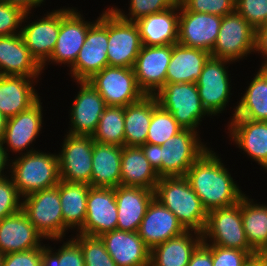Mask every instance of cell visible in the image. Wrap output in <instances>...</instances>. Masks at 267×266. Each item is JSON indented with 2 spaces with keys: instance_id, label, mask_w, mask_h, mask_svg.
<instances>
[{
  "instance_id": "8",
  "label": "cell",
  "mask_w": 267,
  "mask_h": 266,
  "mask_svg": "<svg viewBox=\"0 0 267 266\" xmlns=\"http://www.w3.org/2000/svg\"><path fill=\"white\" fill-rule=\"evenodd\" d=\"M256 30L238 12L222 17L219 33L210 55L235 62L255 52Z\"/></svg>"
},
{
  "instance_id": "30",
  "label": "cell",
  "mask_w": 267,
  "mask_h": 266,
  "mask_svg": "<svg viewBox=\"0 0 267 266\" xmlns=\"http://www.w3.org/2000/svg\"><path fill=\"white\" fill-rule=\"evenodd\" d=\"M122 147L94 142L91 184L93 188H116L121 181Z\"/></svg>"
},
{
  "instance_id": "12",
  "label": "cell",
  "mask_w": 267,
  "mask_h": 266,
  "mask_svg": "<svg viewBox=\"0 0 267 266\" xmlns=\"http://www.w3.org/2000/svg\"><path fill=\"white\" fill-rule=\"evenodd\" d=\"M227 63L232 61L210 56L196 81L201 103L211 116L222 113L232 94Z\"/></svg>"
},
{
  "instance_id": "13",
  "label": "cell",
  "mask_w": 267,
  "mask_h": 266,
  "mask_svg": "<svg viewBox=\"0 0 267 266\" xmlns=\"http://www.w3.org/2000/svg\"><path fill=\"white\" fill-rule=\"evenodd\" d=\"M62 143L59 159L60 179L69 183L91 184L92 155L94 140L92 136L67 133Z\"/></svg>"
},
{
  "instance_id": "35",
  "label": "cell",
  "mask_w": 267,
  "mask_h": 266,
  "mask_svg": "<svg viewBox=\"0 0 267 266\" xmlns=\"http://www.w3.org/2000/svg\"><path fill=\"white\" fill-rule=\"evenodd\" d=\"M90 187L86 183H69L62 180L59 182L63 221L71 230L77 228L79 231L84 225Z\"/></svg>"
},
{
  "instance_id": "10",
  "label": "cell",
  "mask_w": 267,
  "mask_h": 266,
  "mask_svg": "<svg viewBox=\"0 0 267 266\" xmlns=\"http://www.w3.org/2000/svg\"><path fill=\"white\" fill-rule=\"evenodd\" d=\"M197 133L191 129H182L163 143L162 177L185 176L194 162L209 149Z\"/></svg>"
},
{
  "instance_id": "57",
  "label": "cell",
  "mask_w": 267,
  "mask_h": 266,
  "mask_svg": "<svg viewBox=\"0 0 267 266\" xmlns=\"http://www.w3.org/2000/svg\"><path fill=\"white\" fill-rule=\"evenodd\" d=\"M4 255L0 253V266H3Z\"/></svg>"
},
{
  "instance_id": "4",
  "label": "cell",
  "mask_w": 267,
  "mask_h": 266,
  "mask_svg": "<svg viewBox=\"0 0 267 266\" xmlns=\"http://www.w3.org/2000/svg\"><path fill=\"white\" fill-rule=\"evenodd\" d=\"M22 211L44 239L60 240L68 227L64 224L58 185L34 192L22 199Z\"/></svg>"
},
{
  "instance_id": "25",
  "label": "cell",
  "mask_w": 267,
  "mask_h": 266,
  "mask_svg": "<svg viewBox=\"0 0 267 266\" xmlns=\"http://www.w3.org/2000/svg\"><path fill=\"white\" fill-rule=\"evenodd\" d=\"M135 23L139 29L142 45L164 46L177 44L179 2L167 10L142 17Z\"/></svg>"
},
{
  "instance_id": "56",
  "label": "cell",
  "mask_w": 267,
  "mask_h": 266,
  "mask_svg": "<svg viewBox=\"0 0 267 266\" xmlns=\"http://www.w3.org/2000/svg\"><path fill=\"white\" fill-rule=\"evenodd\" d=\"M261 67L267 73V60L264 63H262Z\"/></svg>"
},
{
  "instance_id": "46",
  "label": "cell",
  "mask_w": 267,
  "mask_h": 266,
  "mask_svg": "<svg viewBox=\"0 0 267 266\" xmlns=\"http://www.w3.org/2000/svg\"><path fill=\"white\" fill-rule=\"evenodd\" d=\"M55 253L59 256L58 266H85L80 244L74 238L63 243Z\"/></svg>"
},
{
  "instance_id": "16",
  "label": "cell",
  "mask_w": 267,
  "mask_h": 266,
  "mask_svg": "<svg viewBox=\"0 0 267 266\" xmlns=\"http://www.w3.org/2000/svg\"><path fill=\"white\" fill-rule=\"evenodd\" d=\"M172 45H143L133 66L136 81L145 95H155L165 84Z\"/></svg>"
},
{
  "instance_id": "26",
  "label": "cell",
  "mask_w": 267,
  "mask_h": 266,
  "mask_svg": "<svg viewBox=\"0 0 267 266\" xmlns=\"http://www.w3.org/2000/svg\"><path fill=\"white\" fill-rule=\"evenodd\" d=\"M228 126L235 144L267 169V121L231 118Z\"/></svg>"
},
{
  "instance_id": "52",
  "label": "cell",
  "mask_w": 267,
  "mask_h": 266,
  "mask_svg": "<svg viewBox=\"0 0 267 266\" xmlns=\"http://www.w3.org/2000/svg\"><path fill=\"white\" fill-rule=\"evenodd\" d=\"M53 248L42 245V261L40 266H58L59 256L52 251Z\"/></svg>"
},
{
  "instance_id": "27",
  "label": "cell",
  "mask_w": 267,
  "mask_h": 266,
  "mask_svg": "<svg viewBox=\"0 0 267 266\" xmlns=\"http://www.w3.org/2000/svg\"><path fill=\"white\" fill-rule=\"evenodd\" d=\"M35 82H34V81ZM35 78L0 75V112L8 119L28 110L40 100Z\"/></svg>"
},
{
  "instance_id": "31",
  "label": "cell",
  "mask_w": 267,
  "mask_h": 266,
  "mask_svg": "<svg viewBox=\"0 0 267 266\" xmlns=\"http://www.w3.org/2000/svg\"><path fill=\"white\" fill-rule=\"evenodd\" d=\"M159 179L139 146L122 147L121 186L155 190Z\"/></svg>"
},
{
  "instance_id": "29",
  "label": "cell",
  "mask_w": 267,
  "mask_h": 266,
  "mask_svg": "<svg viewBox=\"0 0 267 266\" xmlns=\"http://www.w3.org/2000/svg\"><path fill=\"white\" fill-rule=\"evenodd\" d=\"M210 56V53L203 49L187 47L179 43L172 45L166 83H196Z\"/></svg>"
},
{
  "instance_id": "7",
  "label": "cell",
  "mask_w": 267,
  "mask_h": 266,
  "mask_svg": "<svg viewBox=\"0 0 267 266\" xmlns=\"http://www.w3.org/2000/svg\"><path fill=\"white\" fill-rule=\"evenodd\" d=\"M87 81L99 92L106 106L126 107L145 96L133 68L107 66Z\"/></svg>"
},
{
  "instance_id": "54",
  "label": "cell",
  "mask_w": 267,
  "mask_h": 266,
  "mask_svg": "<svg viewBox=\"0 0 267 266\" xmlns=\"http://www.w3.org/2000/svg\"><path fill=\"white\" fill-rule=\"evenodd\" d=\"M246 266H267V255L253 257Z\"/></svg>"
},
{
  "instance_id": "39",
  "label": "cell",
  "mask_w": 267,
  "mask_h": 266,
  "mask_svg": "<svg viewBox=\"0 0 267 266\" xmlns=\"http://www.w3.org/2000/svg\"><path fill=\"white\" fill-rule=\"evenodd\" d=\"M74 239L80 244L85 266H117L100 237L77 233Z\"/></svg>"
},
{
  "instance_id": "6",
  "label": "cell",
  "mask_w": 267,
  "mask_h": 266,
  "mask_svg": "<svg viewBox=\"0 0 267 266\" xmlns=\"http://www.w3.org/2000/svg\"><path fill=\"white\" fill-rule=\"evenodd\" d=\"M108 9L88 28L85 42L79 51L70 74L74 80L87 81L108 63Z\"/></svg>"
},
{
  "instance_id": "18",
  "label": "cell",
  "mask_w": 267,
  "mask_h": 266,
  "mask_svg": "<svg viewBox=\"0 0 267 266\" xmlns=\"http://www.w3.org/2000/svg\"><path fill=\"white\" fill-rule=\"evenodd\" d=\"M80 90L71 107L69 134L92 136L106 108L99 92L88 81H76Z\"/></svg>"
},
{
  "instance_id": "49",
  "label": "cell",
  "mask_w": 267,
  "mask_h": 266,
  "mask_svg": "<svg viewBox=\"0 0 267 266\" xmlns=\"http://www.w3.org/2000/svg\"><path fill=\"white\" fill-rule=\"evenodd\" d=\"M150 165L155 169L158 176L162 177L161 145L145 143L139 146Z\"/></svg>"
},
{
  "instance_id": "20",
  "label": "cell",
  "mask_w": 267,
  "mask_h": 266,
  "mask_svg": "<svg viewBox=\"0 0 267 266\" xmlns=\"http://www.w3.org/2000/svg\"><path fill=\"white\" fill-rule=\"evenodd\" d=\"M185 231L177 217L157 199L153 198L147 207L137 233L145 245L152 250L155 246L180 236Z\"/></svg>"
},
{
  "instance_id": "14",
  "label": "cell",
  "mask_w": 267,
  "mask_h": 266,
  "mask_svg": "<svg viewBox=\"0 0 267 266\" xmlns=\"http://www.w3.org/2000/svg\"><path fill=\"white\" fill-rule=\"evenodd\" d=\"M74 9H60V31L57 43L46 62L68 64L67 67H71L75 63L85 42L88 28L94 21H85L84 17L77 12L78 10Z\"/></svg>"
},
{
  "instance_id": "33",
  "label": "cell",
  "mask_w": 267,
  "mask_h": 266,
  "mask_svg": "<svg viewBox=\"0 0 267 266\" xmlns=\"http://www.w3.org/2000/svg\"><path fill=\"white\" fill-rule=\"evenodd\" d=\"M158 105L154 95H145L140 101L124 107V146L146 143L152 113Z\"/></svg>"
},
{
  "instance_id": "36",
  "label": "cell",
  "mask_w": 267,
  "mask_h": 266,
  "mask_svg": "<svg viewBox=\"0 0 267 266\" xmlns=\"http://www.w3.org/2000/svg\"><path fill=\"white\" fill-rule=\"evenodd\" d=\"M252 79L235 107L232 118L267 121V73L260 66Z\"/></svg>"
},
{
  "instance_id": "21",
  "label": "cell",
  "mask_w": 267,
  "mask_h": 266,
  "mask_svg": "<svg viewBox=\"0 0 267 266\" xmlns=\"http://www.w3.org/2000/svg\"><path fill=\"white\" fill-rule=\"evenodd\" d=\"M42 66L31 55L21 34L0 36V75L37 78Z\"/></svg>"
},
{
  "instance_id": "22",
  "label": "cell",
  "mask_w": 267,
  "mask_h": 266,
  "mask_svg": "<svg viewBox=\"0 0 267 266\" xmlns=\"http://www.w3.org/2000/svg\"><path fill=\"white\" fill-rule=\"evenodd\" d=\"M117 266H146L151 250L137 232L113 230L100 236Z\"/></svg>"
},
{
  "instance_id": "19",
  "label": "cell",
  "mask_w": 267,
  "mask_h": 266,
  "mask_svg": "<svg viewBox=\"0 0 267 266\" xmlns=\"http://www.w3.org/2000/svg\"><path fill=\"white\" fill-rule=\"evenodd\" d=\"M45 17L23 25L21 36L31 55L45 69L46 61L50 58L60 31V9L53 10Z\"/></svg>"
},
{
  "instance_id": "42",
  "label": "cell",
  "mask_w": 267,
  "mask_h": 266,
  "mask_svg": "<svg viewBox=\"0 0 267 266\" xmlns=\"http://www.w3.org/2000/svg\"><path fill=\"white\" fill-rule=\"evenodd\" d=\"M21 199L11 176L0 178V220L21 211Z\"/></svg>"
},
{
  "instance_id": "53",
  "label": "cell",
  "mask_w": 267,
  "mask_h": 266,
  "mask_svg": "<svg viewBox=\"0 0 267 266\" xmlns=\"http://www.w3.org/2000/svg\"><path fill=\"white\" fill-rule=\"evenodd\" d=\"M8 149H6V147H4L0 141V178L6 177V175H4L3 170L8 169L5 168L7 166H10V164L8 163L9 159H8V153H7ZM8 164V165H7Z\"/></svg>"
},
{
  "instance_id": "43",
  "label": "cell",
  "mask_w": 267,
  "mask_h": 266,
  "mask_svg": "<svg viewBox=\"0 0 267 266\" xmlns=\"http://www.w3.org/2000/svg\"><path fill=\"white\" fill-rule=\"evenodd\" d=\"M28 15L29 12H24L20 7L0 2V36L19 34Z\"/></svg>"
},
{
  "instance_id": "3",
  "label": "cell",
  "mask_w": 267,
  "mask_h": 266,
  "mask_svg": "<svg viewBox=\"0 0 267 266\" xmlns=\"http://www.w3.org/2000/svg\"><path fill=\"white\" fill-rule=\"evenodd\" d=\"M10 163L11 178L22 198L60 182L58 155L26 150ZM12 164V165H11Z\"/></svg>"
},
{
  "instance_id": "47",
  "label": "cell",
  "mask_w": 267,
  "mask_h": 266,
  "mask_svg": "<svg viewBox=\"0 0 267 266\" xmlns=\"http://www.w3.org/2000/svg\"><path fill=\"white\" fill-rule=\"evenodd\" d=\"M42 246L23 252H12L4 255L3 266H40Z\"/></svg>"
},
{
  "instance_id": "34",
  "label": "cell",
  "mask_w": 267,
  "mask_h": 266,
  "mask_svg": "<svg viewBox=\"0 0 267 266\" xmlns=\"http://www.w3.org/2000/svg\"><path fill=\"white\" fill-rule=\"evenodd\" d=\"M243 228L249 246L258 255H267V205L244 195L239 201Z\"/></svg>"
},
{
  "instance_id": "15",
  "label": "cell",
  "mask_w": 267,
  "mask_h": 266,
  "mask_svg": "<svg viewBox=\"0 0 267 266\" xmlns=\"http://www.w3.org/2000/svg\"><path fill=\"white\" fill-rule=\"evenodd\" d=\"M221 21V16L188 11L179 2L178 43L211 53Z\"/></svg>"
},
{
  "instance_id": "2",
  "label": "cell",
  "mask_w": 267,
  "mask_h": 266,
  "mask_svg": "<svg viewBox=\"0 0 267 266\" xmlns=\"http://www.w3.org/2000/svg\"><path fill=\"white\" fill-rule=\"evenodd\" d=\"M154 198L177 217L186 231L204 232L208 212L185 176L161 177Z\"/></svg>"
},
{
  "instance_id": "1",
  "label": "cell",
  "mask_w": 267,
  "mask_h": 266,
  "mask_svg": "<svg viewBox=\"0 0 267 266\" xmlns=\"http://www.w3.org/2000/svg\"><path fill=\"white\" fill-rule=\"evenodd\" d=\"M216 154L207 149L185 175L207 212L238 204L245 195Z\"/></svg>"
},
{
  "instance_id": "5",
  "label": "cell",
  "mask_w": 267,
  "mask_h": 266,
  "mask_svg": "<svg viewBox=\"0 0 267 266\" xmlns=\"http://www.w3.org/2000/svg\"><path fill=\"white\" fill-rule=\"evenodd\" d=\"M154 96L183 129L197 132L201 118L211 116L201 103L196 83H166Z\"/></svg>"
},
{
  "instance_id": "50",
  "label": "cell",
  "mask_w": 267,
  "mask_h": 266,
  "mask_svg": "<svg viewBox=\"0 0 267 266\" xmlns=\"http://www.w3.org/2000/svg\"><path fill=\"white\" fill-rule=\"evenodd\" d=\"M255 51L262 53L263 62L267 60V22L256 29Z\"/></svg>"
},
{
  "instance_id": "32",
  "label": "cell",
  "mask_w": 267,
  "mask_h": 266,
  "mask_svg": "<svg viewBox=\"0 0 267 266\" xmlns=\"http://www.w3.org/2000/svg\"><path fill=\"white\" fill-rule=\"evenodd\" d=\"M192 233L193 231H185L180 236L155 246L150 253V264L152 266H187L192 253L203 241L202 234L194 231L193 236Z\"/></svg>"
},
{
  "instance_id": "55",
  "label": "cell",
  "mask_w": 267,
  "mask_h": 266,
  "mask_svg": "<svg viewBox=\"0 0 267 266\" xmlns=\"http://www.w3.org/2000/svg\"><path fill=\"white\" fill-rule=\"evenodd\" d=\"M7 124V118L0 112V141H2L5 128Z\"/></svg>"
},
{
  "instance_id": "40",
  "label": "cell",
  "mask_w": 267,
  "mask_h": 266,
  "mask_svg": "<svg viewBox=\"0 0 267 266\" xmlns=\"http://www.w3.org/2000/svg\"><path fill=\"white\" fill-rule=\"evenodd\" d=\"M178 2L179 0H130L129 16L125 15L117 7H112L111 9L125 21L136 22L147 15L167 10Z\"/></svg>"
},
{
  "instance_id": "23",
  "label": "cell",
  "mask_w": 267,
  "mask_h": 266,
  "mask_svg": "<svg viewBox=\"0 0 267 266\" xmlns=\"http://www.w3.org/2000/svg\"><path fill=\"white\" fill-rule=\"evenodd\" d=\"M42 235L21 210L0 220V253L23 252L41 247Z\"/></svg>"
},
{
  "instance_id": "48",
  "label": "cell",
  "mask_w": 267,
  "mask_h": 266,
  "mask_svg": "<svg viewBox=\"0 0 267 266\" xmlns=\"http://www.w3.org/2000/svg\"><path fill=\"white\" fill-rule=\"evenodd\" d=\"M187 266H213L211 245L202 241L192 253Z\"/></svg>"
},
{
  "instance_id": "17",
  "label": "cell",
  "mask_w": 267,
  "mask_h": 266,
  "mask_svg": "<svg viewBox=\"0 0 267 266\" xmlns=\"http://www.w3.org/2000/svg\"><path fill=\"white\" fill-rule=\"evenodd\" d=\"M117 213L115 188L90 187L87 195L86 219L78 234L100 237L106 232L116 230Z\"/></svg>"
},
{
  "instance_id": "24",
  "label": "cell",
  "mask_w": 267,
  "mask_h": 266,
  "mask_svg": "<svg viewBox=\"0 0 267 266\" xmlns=\"http://www.w3.org/2000/svg\"><path fill=\"white\" fill-rule=\"evenodd\" d=\"M153 198L154 190L121 185L116 187L115 199L118 209L116 229L137 232Z\"/></svg>"
},
{
  "instance_id": "28",
  "label": "cell",
  "mask_w": 267,
  "mask_h": 266,
  "mask_svg": "<svg viewBox=\"0 0 267 266\" xmlns=\"http://www.w3.org/2000/svg\"><path fill=\"white\" fill-rule=\"evenodd\" d=\"M39 100L28 110L7 119L2 145L6 143L12 152H21L37 138L42 128V102Z\"/></svg>"
},
{
  "instance_id": "44",
  "label": "cell",
  "mask_w": 267,
  "mask_h": 266,
  "mask_svg": "<svg viewBox=\"0 0 267 266\" xmlns=\"http://www.w3.org/2000/svg\"><path fill=\"white\" fill-rule=\"evenodd\" d=\"M235 11L255 30L267 22V0H236Z\"/></svg>"
},
{
  "instance_id": "41",
  "label": "cell",
  "mask_w": 267,
  "mask_h": 266,
  "mask_svg": "<svg viewBox=\"0 0 267 266\" xmlns=\"http://www.w3.org/2000/svg\"><path fill=\"white\" fill-rule=\"evenodd\" d=\"M213 266H246L258 254L254 250H240L211 245Z\"/></svg>"
},
{
  "instance_id": "38",
  "label": "cell",
  "mask_w": 267,
  "mask_h": 266,
  "mask_svg": "<svg viewBox=\"0 0 267 266\" xmlns=\"http://www.w3.org/2000/svg\"><path fill=\"white\" fill-rule=\"evenodd\" d=\"M182 129L172 114L158 105L152 113L146 143L162 146Z\"/></svg>"
},
{
  "instance_id": "37",
  "label": "cell",
  "mask_w": 267,
  "mask_h": 266,
  "mask_svg": "<svg viewBox=\"0 0 267 266\" xmlns=\"http://www.w3.org/2000/svg\"><path fill=\"white\" fill-rule=\"evenodd\" d=\"M96 143L124 146V107L106 106L92 135Z\"/></svg>"
},
{
  "instance_id": "51",
  "label": "cell",
  "mask_w": 267,
  "mask_h": 266,
  "mask_svg": "<svg viewBox=\"0 0 267 266\" xmlns=\"http://www.w3.org/2000/svg\"><path fill=\"white\" fill-rule=\"evenodd\" d=\"M0 2L20 7L24 12L31 13V9L40 7L44 0H0Z\"/></svg>"
},
{
  "instance_id": "45",
  "label": "cell",
  "mask_w": 267,
  "mask_h": 266,
  "mask_svg": "<svg viewBox=\"0 0 267 266\" xmlns=\"http://www.w3.org/2000/svg\"><path fill=\"white\" fill-rule=\"evenodd\" d=\"M179 2L188 11L223 17L235 11L236 0H179Z\"/></svg>"
},
{
  "instance_id": "11",
  "label": "cell",
  "mask_w": 267,
  "mask_h": 266,
  "mask_svg": "<svg viewBox=\"0 0 267 266\" xmlns=\"http://www.w3.org/2000/svg\"><path fill=\"white\" fill-rule=\"evenodd\" d=\"M142 42L138 26L108 8V63L111 67L133 68Z\"/></svg>"
},
{
  "instance_id": "9",
  "label": "cell",
  "mask_w": 267,
  "mask_h": 266,
  "mask_svg": "<svg viewBox=\"0 0 267 266\" xmlns=\"http://www.w3.org/2000/svg\"><path fill=\"white\" fill-rule=\"evenodd\" d=\"M202 240L225 248L253 250L243 228L241 205L238 203L209 211Z\"/></svg>"
}]
</instances>
